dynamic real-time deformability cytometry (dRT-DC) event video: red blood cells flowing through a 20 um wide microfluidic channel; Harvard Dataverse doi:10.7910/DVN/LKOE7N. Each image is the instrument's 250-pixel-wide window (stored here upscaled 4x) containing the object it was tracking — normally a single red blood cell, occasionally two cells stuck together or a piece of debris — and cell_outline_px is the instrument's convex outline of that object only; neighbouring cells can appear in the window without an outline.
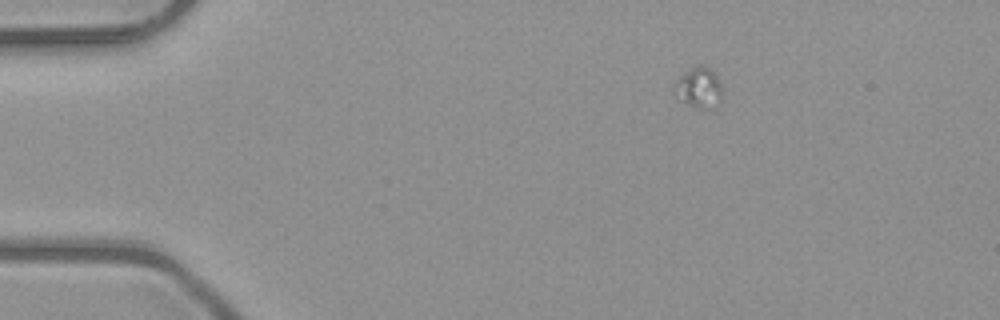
{"species": "common noctule bat (a hibernating species)", "species_latin": "Nyctalus noctula", "temperature_condition": "room temperature", "stored_images_in_passage": 45, "camera_frame_rate_fps": 3000, "um_per_image_px": 0.085, "animal": {"sex": "male", "body_mass_g": 23.1, "forearm_length_mm": 52.7}, "frame": {"image": 1, "passage_image": 1, "time_ms": 0.0, "image_size_px": [1000, 320], "cell_outline_px": [[720, 104], [716, 108], [700, 108], [688, 104], [680, 100], [676, 96], [672, 84], [680, 76], [692, 68], [700, 64], [708, 68], [716, 76], [720, 84]], "centroid_in_image_um": [59.37, 7.48], "position_along_channel_um": 25.6, "area_um2": 11.1}}
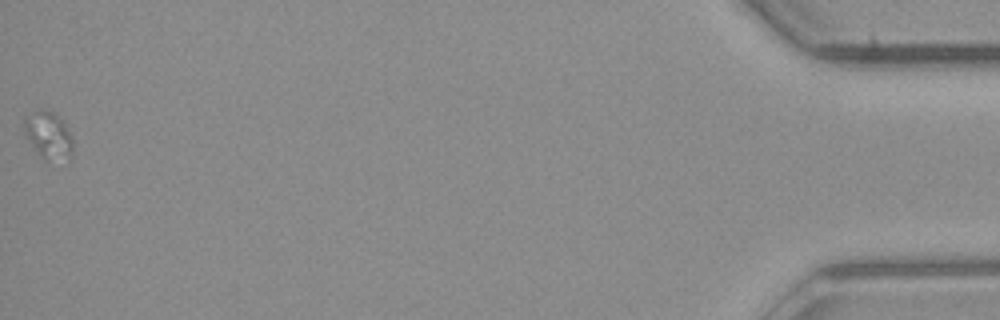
{"frame": {"image": 2, "passage_image": 45, "time_ms": 14.667, "image_size_px": [1000, 320], "cell_outline_px": [[72, 156], [44, 160], [40, 156], [24, 136], [24, 124], [32, 112], [40, 108], [44, 108], [60, 116], [72, 136]], "centroid_in_image_um": [4.11, 11.46], "position_along_channel_um": 431.1, "area_um2": 13.24}}